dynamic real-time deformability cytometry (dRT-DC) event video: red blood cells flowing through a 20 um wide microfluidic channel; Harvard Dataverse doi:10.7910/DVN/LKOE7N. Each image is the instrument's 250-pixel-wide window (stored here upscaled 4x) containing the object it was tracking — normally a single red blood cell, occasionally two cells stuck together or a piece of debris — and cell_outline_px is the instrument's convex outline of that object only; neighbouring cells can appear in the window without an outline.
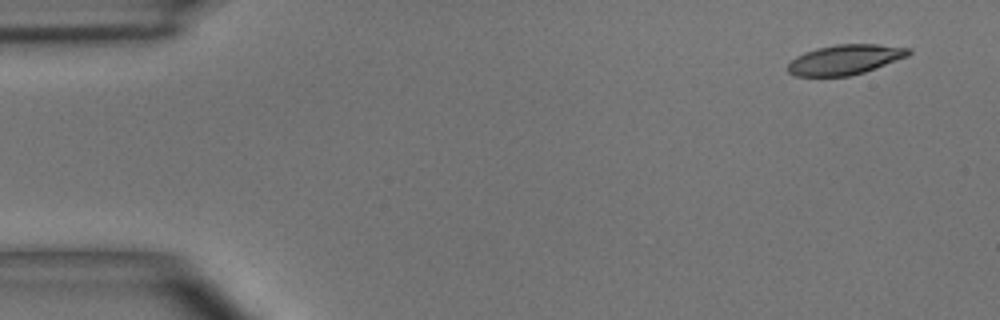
{"species": "common noctule bat (a hibernating species)", "species_latin": "Nyctalus noctula", "temperature_condition": "room temperature", "stored_images_in_passage": 6, "segment_of_instrument_passage": [2, 2], "camera_frame_rate_fps": 3000, "um_per_image_px": 0.085, "animal": {"sex": "male", "body_mass_g": 15.6}, "frame": {"image": 1, "passage_image": 6, "time_ms": 6.667, "image_size_px": [1000, 320], "cell_outline_px": [[912, 52], [908, 56], [876, 68], [864, 72], [848, 76], [796, 76], [788, 72], [788, 64], [796, 56], [804, 52], [816, 48], [836, 44], [876, 44], [912, 48]], "centroid_in_image_um": [71.84, 5.06], "position_along_channel_um": 13.2, "area_um2": 21.1}}